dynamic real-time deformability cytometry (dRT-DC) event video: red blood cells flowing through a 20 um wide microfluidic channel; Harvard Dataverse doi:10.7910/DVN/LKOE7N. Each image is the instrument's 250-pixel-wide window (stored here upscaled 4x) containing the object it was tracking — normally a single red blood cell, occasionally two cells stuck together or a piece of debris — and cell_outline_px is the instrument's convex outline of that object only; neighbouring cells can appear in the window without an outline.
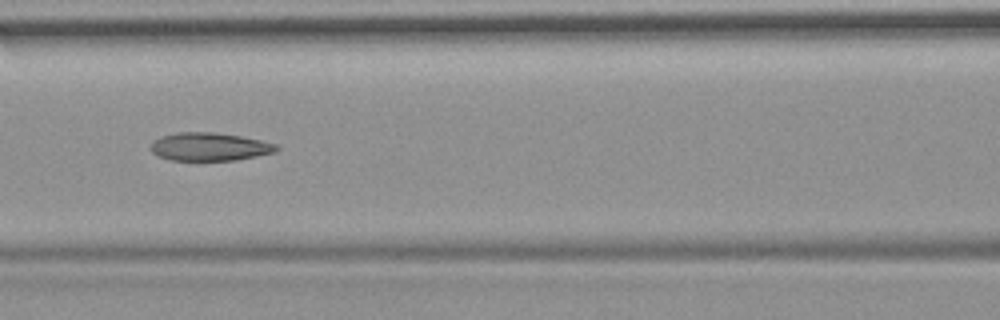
{"species": "common noctule bat (a hibernating species)", "species_latin": "Nyctalus noctula", "temperature_condition": "room temperature", "stored_images_in_passage": 54, "camera_frame_rate_fps": 3000, "um_per_image_px": 0.085, "animal": {"sex": "female", "body_mass_g": 19.9}, "frame": {"image": 1, "passage_image": 24, "time_ms": 7.667, "image_size_px": [1000, 320], "cell_outline_px": [[280, 148], [276, 152], [236, 160], [172, 160], [156, 156], [148, 148], [152, 140], [160, 136], [176, 132], [216, 132], [240, 136], [260, 140], [276, 144]], "centroid_in_image_um": [17.75, 12.46], "position_along_channel_um": 148.8, "area_um2": 20.87}, "authors_computed_cell_mechanics": {"area_um2": 21.5594, "velocity_mm_per_s": 3.7191, "shape_relaxation_time_tau1_ms": null, "shape_relaxation_time_tau2_ms": 3.7778, "deformation_change_tau1": null, "deformation_change_tau2": 0.1269}}